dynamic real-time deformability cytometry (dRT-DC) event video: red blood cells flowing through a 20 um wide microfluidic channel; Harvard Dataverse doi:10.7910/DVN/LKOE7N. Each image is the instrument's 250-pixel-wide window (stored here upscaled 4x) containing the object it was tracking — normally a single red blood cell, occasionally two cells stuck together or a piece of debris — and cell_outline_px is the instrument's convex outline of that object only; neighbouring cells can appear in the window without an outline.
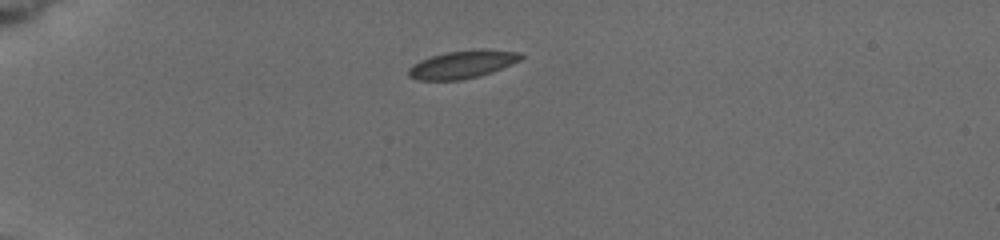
{"species": "common noctule bat (a hibernating species)", "species_latin": "Nyctalus noctula", "temperature_condition": "cold", "stored_images_in_passage": 17, "camera_frame_rate_fps": 3000, "um_per_image_px": 0.085, "animal": {"sex": "female", "body_mass_g": 19.5, "forearm_length_mm": 54.1}, "frame": {"image": 1, "passage_image": 1, "time_ms": 0.0, "image_size_px": [1000, 240], "cell_outline_px": [[524, 56], [520, 60], [512, 64], [476, 76], [460, 80], [420, 80], [408, 76], [408, 68], [412, 64], [420, 60], [432, 56], [448, 52], [480, 48], [484, 48], [516, 52]], "centroid_in_image_um": [39.27, 5.46], "position_along_channel_um": 45.7, "area_um2": 17.98}}
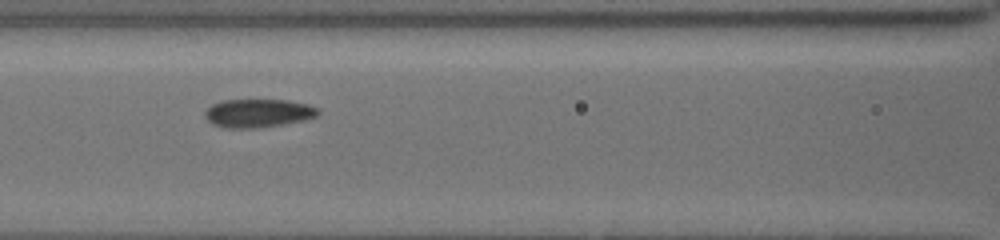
{"frame": {"image": 2, "passage_image": 10, "time_ms": 3.667, "image_size_px": [1000, 240], "cell_outline_px": [[320, 112], [316, 116], [300, 120], [280, 124], [252, 128], [228, 128], [216, 124], [208, 120], [204, 116], [204, 112], [212, 104], [224, 100], [288, 100], [308, 104], [320, 108]], "centroid_in_image_um": [21.95, 9.6], "position_along_channel_um": 144.7, "area_um2": 18.38}}
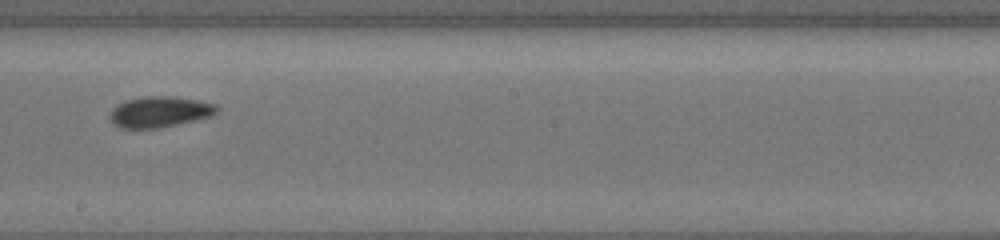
{"frame": {"image": 3, "passage_image": 15, "time_ms": 6.0, "image_size_px": [1000, 240], "cell_outline_px": [[220, 108], [212, 116], [176, 124], [156, 128], [120, 128], [112, 124], [108, 116], [108, 112], [116, 104], [124, 100], [144, 96], [172, 96], [196, 100], [216, 104]], "centroid_in_image_um": [13.5, 9.5], "position_along_channel_um": 234.7, "area_um2": 19.42}}